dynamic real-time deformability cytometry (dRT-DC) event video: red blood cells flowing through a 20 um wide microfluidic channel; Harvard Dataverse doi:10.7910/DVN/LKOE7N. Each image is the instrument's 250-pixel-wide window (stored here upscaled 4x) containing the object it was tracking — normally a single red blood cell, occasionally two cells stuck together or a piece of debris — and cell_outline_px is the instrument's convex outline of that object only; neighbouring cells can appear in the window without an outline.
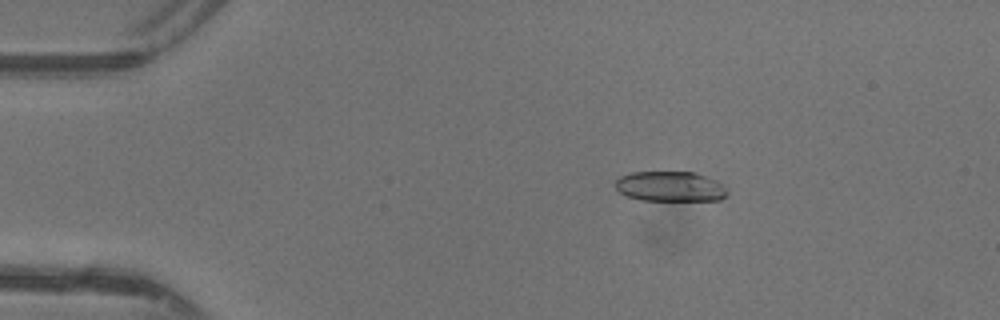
{"species": "common noctule bat (a hibernating species)", "species_latin": "Nyctalus noctula", "temperature_condition": "warm", "stored_images_in_passage": 48, "camera_frame_rate_fps": 3000, "um_per_image_px": 0.085, "animal": {"sex": "female"}, "frame": {"image": 1, "passage_image": 9, "time_ms": 2.667, "image_size_px": [1000, 320], "cell_outline_px": [[728, 192], [720, 200], [640, 200], [628, 196], [620, 192], [616, 188], [616, 180], [620, 176], [632, 172], [692, 172], [716, 180]], "centroid_in_image_um": [56.94, 15.85], "position_along_channel_um": 28.1, "area_um2": 19.36}}
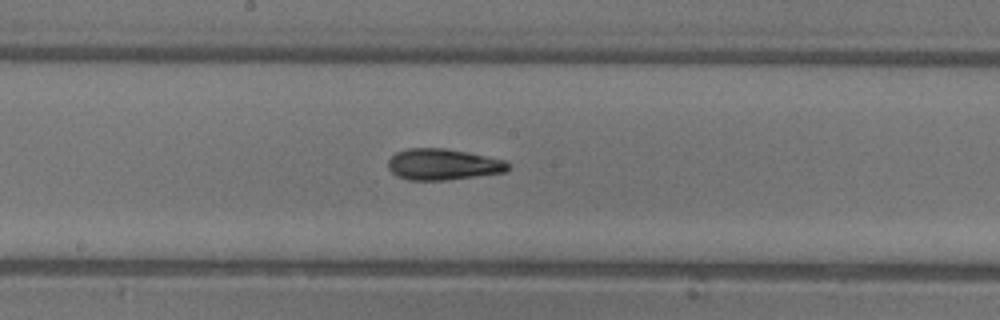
{"frame": {"image": 2, "passage_image": 26, "time_ms": 8.333, "image_size_px": [1000, 320], "cell_outline_px": [[508, 168], [504, 172], [448, 180], [408, 180], [396, 176], [388, 168], [388, 160], [396, 152], [408, 148], [444, 148], [468, 152], [504, 160], [508, 164]], "centroid_in_image_um": [37.61, 13.97], "position_along_channel_um": 210.6, "area_um2": 21.73}}
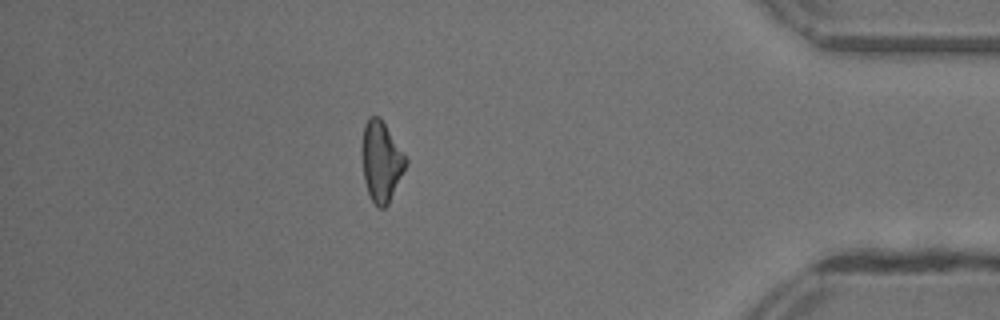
{"frame": {"image": 3, "passage_image": 42, "time_ms": 13.667, "image_size_px": [1000, 320], "cell_outline_px": [[408, 164], [388, 204], [384, 208], [380, 208], [372, 200], [368, 192], [364, 180], [360, 148], [364, 124], [368, 116], [380, 116], [408, 160]], "centroid_in_image_um": [32.39, 13.68], "position_along_channel_um": 402.8, "area_um2": 20.75}, "authors_computed_cell_mechanics": {"area_um2": 21.0392, "velocity_mm_per_s": 4.4087, "shape_relaxation_time_tau1_ms": 6.2285, "shape_relaxation_time_tau2_ms": 1.9609, "deformation_change_tau1": 0.195, "deformation_change_tau2": 0.0945}}